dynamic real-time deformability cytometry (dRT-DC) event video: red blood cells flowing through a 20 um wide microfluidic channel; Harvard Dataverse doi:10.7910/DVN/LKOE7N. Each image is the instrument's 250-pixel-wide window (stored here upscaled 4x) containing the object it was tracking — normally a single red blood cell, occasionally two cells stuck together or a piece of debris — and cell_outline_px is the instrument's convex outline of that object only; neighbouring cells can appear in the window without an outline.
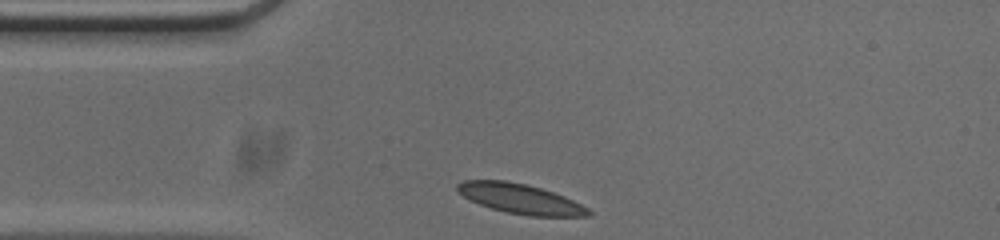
{"species": "common noctule bat (a hibernating species)", "species_latin": "Nyctalus noctula", "temperature_condition": "cold", "stored_images_in_passage": 30, "camera_frame_rate_fps": 3000, "um_per_image_px": 0.085, "animal": {"sex": "male", "body_mass_g": 20.0, "forearm_length_mm": 53.3}, "frame": {"image": 1, "passage_image": 1, "time_ms": 0.0, "image_size_px": [1000, 240], "cell_outline_px": [[592, 216], [528, 216], [508, 212], [492, 208], [468, 200], [456, 192], [456, 184], [464, 180], [504, 180], [524, 184], [540, 188], [564, 196], [588, 208], [592, 212]], "centroid_in_image_um": [44.18, 16.89], "position_along_channel_um": 40.8, "area_um2": 22.72}}
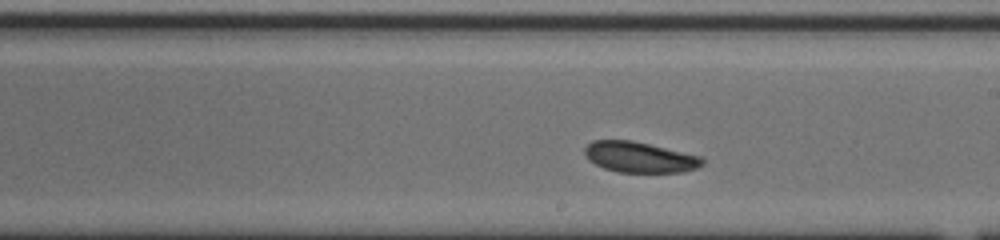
{"frame": {"image": 2, "passage_image": 18, "time_ms": 5.667, "image_size_px": [1000, 240], "cell_outline_px": [[704, 164], [696, 168], [684, 172], [616, 172], [604, 168], [588, 160], [584, 156], [584, 148], [592, 140], [632, 140], [700, 156], [704, 160]], "centroid_in_image_um": [54.33, 13.36], "position_along_channel_um": 234.7, "area_um2": 21.04}}
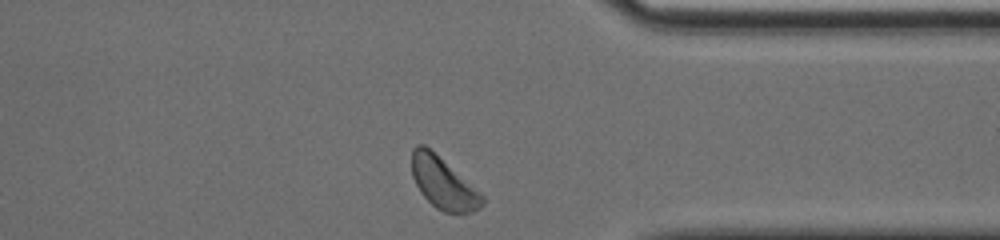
{"frame": {"image": 3, "passage_image": 30, "time_ms": 9.667, "image_size_px": [1000, 240], "cell_outline_px": [[484, 204], [480, 208], [472, 212], [460, 216], [444, 212], [436, 208], [420, 192], [412, 176], [412, 148], [416, 144], [424, 144], [484, 196]], "centroid_in_image_um": [37.68, 15.62], "position_along_channel_um": 373.7, "area_um2": 21.04}, "authors_computed_cell_mechanics": {"area_um2": 21.6461, "velocity_mm_per_s": 3.71, "shape_relaxation_time_tau1_ms": 1.7318, "shape_relaxation_time_tau2_ms": 5.3094, "deformation_change_tau1": 0.0597, "deformation_change_tau2": 0.0688}}